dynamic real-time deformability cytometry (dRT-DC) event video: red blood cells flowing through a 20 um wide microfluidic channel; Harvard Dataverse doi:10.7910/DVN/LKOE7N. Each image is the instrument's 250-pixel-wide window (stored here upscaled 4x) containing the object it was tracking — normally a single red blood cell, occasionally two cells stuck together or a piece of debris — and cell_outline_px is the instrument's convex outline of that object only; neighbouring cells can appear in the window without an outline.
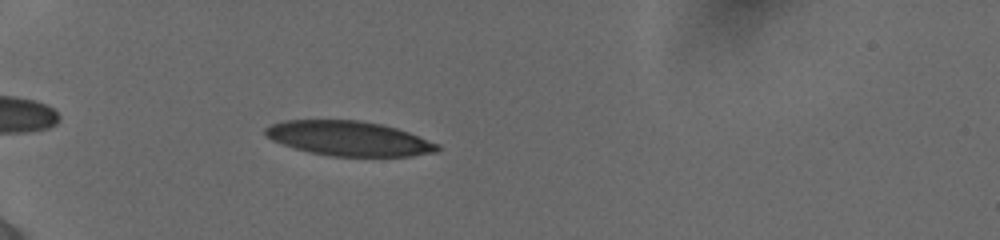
{"species": "human", "species_latin": "Homo sapiens", "temperature_condition": "cold", "stored_images_in_passage": 16, "camera_frame_rate_fps": 3000, "um_per_image_px": 0.085, "donor": {"sex": "female"}, "frame": {"image": 1, "passage_image": 12, "time_ms": 5.333, "image_size_px": [1000, 240], "cell_outline_px": [[440, 152], [412, 156], [332, 156], [312, 152], [296, 148], [272, 140], [264, 132], [264, 128], [272, 124], [284, 120], [360, 120], [380, 124], [396, 128], [408, 132], [440, 144]], "centroid_in_image_um": [29.71, 11.77], "position_along_channel_um": 55.3, "area_um2": 34.62}}
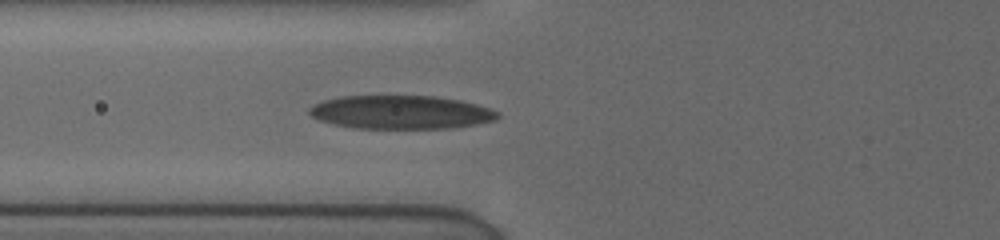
{"frame": {"image": 2, "passage_image": 16, "time_ms": 7.0, "image_size_px": [1000, 240], "cell_outline_px": [[500, 116], [496, 120], [476, 124], [448, 128], [356, 128], [336, 124], [320, 120], [312, 116], [308, 112], [308, 108], [324, 100], [340, 96], [436, 96], [460, 100], [476, 104], [500, 112]], "centroid_in_image_um": [34.1, 9.53], "position_along_channel_um": 91.7, "area_um2": 36.59}}